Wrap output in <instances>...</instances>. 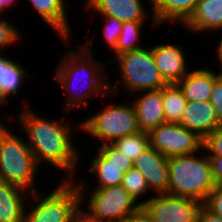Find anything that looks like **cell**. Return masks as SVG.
Here are the masks:
<instances>
[{"label": "cell", "mask_w": 222, "mask_h": 222, "mask_svg": "<svg viewBox=\"0 0 222 222\" xmlns=\"http://www.w3.org/2000/svg\"><path fill=\"white\" fill-rule=\"evenodd\" d=\"M155 64L167 84L178 83L189 72L184 49L175 43H158L151 47Z\"/></svg>", "instance_id": "obj_12"}, {"label": "cell", "mask_w": 222, "mask_h": 222, "mask_svg": "<svg viewBox=\"0 0 222 222\" xmlns=\"http://www.w3.org/2000/svg\"><path fill=\"white\" fill-rule=\"evenodd\" d=\"M135 94L137 98L131 100V102L134 105L141 131L149 132L151 129L166 122L163 111L162 88L141 91Z\"/></svg>", "instance_id": "obj_15"}, {"label": "cell", "mask_w": 222, "mask_h": 222, "mask_svg": "<svg viewBox=\"0 0 222 222\" xmlns=\"http://www.w3.org/2000/svg\"><path fill=\"white\" fill-rule=\"evenodd\" d=\"M196 222H222V217L213 214L202 205L198 211Z\"/></svg>", "instance_id": "obj_36"}, {"label": "cell", "mask_w": 222, "mask_h": 222, "mask_svg": "<svg viewBox=\"0 0 222 222\" xmlns=\"http://www.w3.org/2000/svg\"><path fill=\"white\" fill-rule=\"evenodd\" d=\"M111 63H118L113 71L119 72L120 76V81L117 83L112 84L111 81L109 83V92L115 98L122 87L129 95L158 90L167 84L159 73L150 46L117 55L109 64Z\"/></svg>", "instance_id": "obj_5"}, {"label": "cell", "mask_w": 222, "mask_h": 222, "mask_svg": "<svg viewBox=\"0 0 222 222\" xmlns=\"http://www.w3.org/2000/svg\"><path fill=\"white\" fill-rule=\"evenodd\" d=\"M148 134L150 147L168 158L194 154L203 149V138L180 123H162Z\"/></svg>", "instance_id": "obj_9"}, {"label": "cell", "mask_w": 222, "mask_h": 222, "mask_svg": "<svg viewBox=\"0 0 222 222\" xmlns=\"http://www.w3.org/2000/svg\"><path fill=\"white\" fill-rule=\"evenodd\" d=\"M213 67L191 69L177 84L189 102L210 101L214 82L222 75V70Z\"/></svg>", "instance_id": "obj_16"}, {"label": "cell", "mask_w": 222, "mask_h": 222, "mask_svg": "<svg viewBox=\"0 0 222 222\" xmlns=\"http://www.w3.org/2000/svg\"><path fill=\"white\" fill-rule=\"evenodd\" d=\"M29 1L32 9L41 18V24L49 25L56 32L66 45L71 44V25L67 10L70 2L67 0H26Z\"/></svg>", "instance_id": "obj_14"}, {"label": "cell", "mask_w": 222, "mask_h": 222, "mask_svg": "<svg viewBox=\"0 0 222 222\" xmlns=\"http://www.w3.org/2000/svg\"><path fill=\"white\" fill-rule=\"evenodd\" d=\"M85 204H80L76 210L75 216H74V222H109L106 220L101 219L100 217H97L93 215L91 212H89L84 207Z\"/></svg>", "instance_id": "obj_34"}, {"label": "cell", "mask_w": 222, "mask_h": 222, "mask_svg": "<svg viewBox=\"0 0 222 222\" xmlns=\"http://www.w3.org/2000/svg\"><path fill=\"white\" fill-rule=\"evenodd\" d=\"M107 160L112 164L122 168V172L126 173L133 167V161L125 156L119 149H117L112 143L98 145L96 148Z\"/></svg>", "instance_id": "obj_29"}, {"label": "cell", "mask_w": 222, "mask_h": 222, "mask_svg": "<svg viewBox=\"0 0 222 222\" xmlns=\"http://www.w3.org/2000/svg\"><path fill=\"white\" fill-rule=\"evenodd\" d=\"M23 138L22 135H18L17 130L13 131L12 128L2 138L0 180L32 193L38 190L37 184L39 183L36 178H38L41 167L37 164L31 148Z\"/></svg>", "instance_id": "obj_6"}, {"label": "cell", "mask_w": 222, "mask_h": 222, "mask_svg": "<svg viewBox=\"0 0 222 222\" xmlns=\"http://www.w3.org/2000/svg\"><path fill=\"white\" fill-rule=\"evenodd\" d=\"M74 181L80 190L81 203L84 204L87 200V210L103 220L123 222L128 215L141 206L122 185L92 188L89 191L87 189L90 187L86 186V179L80 177V181L76 179Z\"/></svg>", "instance_id": "obj_8"}, {"label": "cell", "mask_w": 222, "mask_h": 222, "mask_svg": "<svg viewBox=\"0 0 222 222\" xmlns=\"http://www.w3.org/2000/svg\"><path fill=\"white\" fill-rule=\"evenodd\" d=\"M147 22L125 21L123 22L122 32L118 38L116 49L113 51L111 62L117 55L125 52L135 51L145 47L140 44L142 40L143 27Z\"/></svg>", "instance_id": "obj_24"}, {"label": "cell", "mask_w": 222, "mask_h": 222, "mask_svg": "<svg viewBox=\"0 0 222 222\" xmlns=\"http://www.w3.org/2000/svg\"><path fill=\"white\" fill-rule=\"evenodd\" d=\"M8 21L4 16H0V53H4L3 50L6 51L13 44L14 46L15 44H19V41L23 39V34L19 30L20 28L16 27L14 22Z\"/></svg>", "instance_id": "obj_27"}, {"label": "cell", "mask_w": 222, "mask_h": 222, "mask_svg": "<svg viewBox=\"0 0 222 222\" xmlns=\"http://www.w3.org/2000/svg\"><path fill=\"white\" fill-rule=\"evenodd\" d=\"M180 124L203 139L222 126L210 101H187Z\"/></svg>", "instance_id": "obj_19"}, {"label": "cell", "mask_w": 222, "mask_h": 222, "mask_svg": "<svg viewBox=\"0 0 222 222\" xmlns=\"http://www.w3.org/2000/svg\"><path fill=\"white\" fill-rule=\"evenodd\" d=\"M203 149L207 156L222 157V126L203 139Z\"/></svg>", "instance_id": "obj_30"}, {"label": "cell", "mask_w": 222, "mask_h": 222, "mask_svg": "<svg viewBox=\"0 0 222 222\" xmlns=\"http://www.w3.org/2000/svg\"><path fill=\"white\" fill-rule=\"evenodd\" d=\"M219 32L221 33L222 29L219 30ZM220 35H221V38H219V43L216 45V48L213 51H215L214 54L216 55L217 57L216 59L218 60L219 66L222 70V34Z\"/></svg>", "instance_id": "obj_38"}, {"label": "cell", "mask_w": 222, "mask_h": 222, "mask_svg": "<svg viewBox=\"0 0 222 222\" xmlns=\"http://www.w3.org/2000/svg\"><path fill=\"white\" fill-rule=\"evenodd\" d=\"M29 192L0 180V222H23Z\"/></svg>", "instance_id": "obj_20"}, {"label": "cell", "mask_w": 222, "mask_h": 222, "mask_svg": "<svg viewBox=\"0 0 222 222\" xmlns=\"http://www.w3.org/2000/svg\"><path fill=\"white\" fill-rule=\"evenodd\" d=\"M199 0H152V12L158 28L163 23L183 24ZM169 22V23H168Z\"/></svg>", "instance_id": "obj_21"}, {"label": "cell", "mask_w": 222, "mask_h": 222, "mask_svg": "<svg viewBox=\"0 0 222 222\" xmlns=\"http://www.w3.org/2000/svg\"><path fill=\"white\" fill-rule=\"evenodd\" d=\"M60 180L49 194L40 188L29 194L23 222H74L81 204L80 190L74 180Z\"/></svg>", "instance_id": "obj_4"}, {"label": "cell", "mask_w": 222, "mask_h": 222, "mask_svg": "<svg viewBox=\"0 0 222 222\" xmlns=\"http://www.w3.org/2000/svg\"><path fill=\"white\" fill-rule=\"evenodd\" d=\"M121 185L141 206L153 196V194L150 195V189L144 176L134 167L124 173ZM146 194H149V197Z\"/></svg>", "instance_id": "obj_26"}, {"label": "cell", "mask_w": 222, "mask_h": 222, "mask_svg": "<svg viewBox=\"0 0 222 222\" xmlns=\"http://www.w3.org/2000/svg\"><path fill=\"white\" fill-rule=\"evenodd\" d=\"M210 103L216 111L218 122L222 125V75L214 82Z\"/></svg>", "instance_id": "obj_32"}, {"label": "cell", "mask_w": 222, "mask_h": 222, "mask_svg": "<svg viewBox=\"0 0 222 222\" xmlns=\"http://www.w3.org/2000/svg\"><path fill=\"white\" fill-rule=\"evenodd\" d=\"M129 102L104 105L80 122L82 133L90 135L92 139H99V144L103 145L141 131L134 105Z\"/></svg>", "instance_id": "obj_7"}, {"label": "cell", "mask_w": 222, "mask_h": 222, "mask_svg": "<svg viewBox=\"0 0 222 222\" xmlns=\"http://www.w3.org/2000/svg\"><path fill=\"white\" fill-rule=\"evenodd\" d=\"M8 125L9 124L8 123L6 124L4 119L0 118V144H1L2 138L11 129V126L9 127Z\"/></svg>", "instance_id": "obj_39"}, {"label": "cell", "mask_w": 222, "mask_h": 222, "mask_svg": "<svg viewBox=\"0 0 222 222\" xmlns=\"http://www.w3.org/2000/svg\"><path fill=\"white\" fill-rule=\"evenodd\" d=\"M199 201L168 193L154 194L142 206L156 222H196Z\"/></svg>", "instance_id": "obj_10"}, {"label": "cell", "mask_w": 222, "mask_h": 222, "mask_svg": "<svg viewBox=\"0 0 222 222\" xmlns=\"http://www.w3.org/2000/svg\"><path fill=\"white\" fill-rule=\"evenodd\" d=\"M92 43H94L93 38H88L80 47L75 46L76 50L68 49L69 51L61 56V60H59L54 71V80L61 86L65 94L63 111L66 112V115L67 112L70 114L69 111H75L81 106L87 108L90 99H94L95 96H111L109 82L106 81L108 77L105 75L107 74L105 69L108 67V63L98 61L92 55L94 54ZM80 81L79 86L78 82Z\"/></svg>", "instance_id": "obj_2"}, {"label": "cell", "mask_w": 222, "mask_h": 222, "mask_svg": "<svg viewBox=\"0 0 222 222\" xmlns=\"http://www.w3.org/2000/svg\"><path fill=\"white\" fill-rule=\"evenodd\" d=\"M112 144L134 162L141 153L150 147L149 134L145 131H139L117 139Z\"/></svg>", "instance_id": "obj_25"}, {"label": "cell", "mask_w": 222, "mask_h": 222, "mask_svg": "<svg viewBox=\"0 0 222 222\" xmlns=\"http://www.w3.org/2000/svg\"><path fill=\"white\" fill-rule=\"evenodd\" d=\"M215 185H222V157L208 156Z\"/></svg>", "instance_id": "obj_33"}, {"label": "cell", "mask_w": 222, "mask_h": 222, "mask_svg": "<svg viewBox=\"0 0 222 222\" xmlns=\"http://www.w3.org/2000/svg\"><path fill=\"white\" fill-rule=\"evenodd\" d=\"M123 222H156L146 211L143 206H140L135 212L128 215Z\"/></svg>", "instance_id": "obj_35"}, {"label": "cell", "mask_w": 222, "mask_h": 222, "mask_svg": "<svg viewBox=\"0 0 222 222\" xmlns=\"http://www.w3.org/2000/svg\"><path fill=\"white\" fill-rule=\"evenodd\" d=\"M28 103L24 99L21 103L22 106H20L22 109L18 112L20 114L16 116L7 113L6 118H9V122L11 120L16 122L18 119L14 124H17L18 128L24 132L25 140L40 167L48 164V167L51 165L50 167L53 166L54 169L56 167L61 172H65L64 176L67 177L65 176L62 180L76 179L79 174L76 171L80 167L81 149L77 143L75 144L74 134L75 131L81 129V124H76L78 129L69 121L66 122L64 120L66 117H61V119L45 118L33 110ZM74 127H77L75 128L77 130H74Z\"/></svg>", "instance_id": "obj_1"}, {"label": "cell", "mask_w": 222, "mask_h": 222, "mask_svg": "<svg viewBox=\"0 0 222 222\" xmlns=\"http://www.w3.org/2000/svg\"><path fill=\"white\" fill-rule=\"evenodd\" d=\"M145 178L152 194L168 193V157L152 147L141 153L133 162Z\"/></svg>", "instance_id": "obj_13"}, {"label": "cell", "mask_w": 222, "mask_h": 222, "mask_svg": "<svg viewBox=\"0 0 222 222\" xmlns=\"http://www.w3.org/2000/svg\"><path fill=\"white\" fill-rule=\"evenodd\" d=\"M149 4L152 7V0H149ZM145 5L142 0H83L82 2L83 8L96 12L99 16H112L122 22L151 21L150 27H153V30L158 26L154 21L152 9L148 7V12Z\"/></svg>", "instance_id": "obj_11"}, {"label": "cell", "mask_w": 222, "mask_h": 222, "mask_svg": "<svg viewBox=\"0 0 222 222\" xmlns=\"http://www.w3.org/2000/svg\"><path fill=\"white\" fill-rule=\"evenodd\" d=\"M163 111L166 122L180 123L187 100L177 83L166 84L162 88Z\"/></svg>", "instance_id": "obj_23"}, {"label": "cell", "mask_w": 222, "mask_h": 222, "mask_svg": "<svg viewBox=\"0 0 222 222\" xmlns=\"http://www.w3.org/2000/svg\"><path fill=\"white\" fill-rule=\"evenodd\" d=\"M20 0H0V16L4 15V12H8L7 9L11 8ZM15 3V4H14ZM7 10V11H6Z\"/></svg>", "instance_id": "obj_37"}, {"label": "cell", "mask_w": 222, "mask_h": 222, "mask_svg": "<svg viewBox=\"0 0 222 222\" xmlns=\"http://www.w3.org/2000/svg\"><path fill=\"white\" fill-rule=\"evenodd\" d=\"M190 33H214L222 29V0H199L182 24Z\"/></svg>", "instance_id": "obj_17"}, {"label": "cell", "mask_w": 222, "mask_h": 222, "mask_svg": "<svg viewBox=\"0 0 222 222\" xmlns=\"http://www.w3.org/2000/svg\"><path fill=\"white\" fill-rule=\"evenodd\" d=\"M94 157H92L89 163V175L91 178L95 177L97 185L94 188H107L111 186L121 185L124 172L122 168L112 164L107 160L98 150L95 151Z\"/></svg>", "instance_id": "obj_22"}, {"label": "cell", "mask_w": 222, "mask_h": 222, "mask_svg": "<svg viewBox=\"0 0 222 222\" xmlns=\"http://www.w3.org/2000/svg\"><path fill=\"white\" fill-rule=\"evenodd\" d=\"M16 58L8 57L6 53H0V108L9 105V95L18 96L25 80H31L30 73ZM24 81V82H23Z\"/></svg>", "instance_id": "obj_18"}, {"label": "cell", "mask_w": 222, "mask_h": 222, "mask_svg": "<svg viewBox=\"0 0 222 222\" xmlns=\"http://www.w3.org/2000/svg\"><path fill=\"white\" fill-rule=\"evenodd\" d=\"M104 20L102 33L104 34L102 39L104 43L108 45L109 49L114 51L117 46L118 38L122 32L123 22L119 21L112 16H101Z\"/></svg>", "instance_id": "obj_28"}, {"label": "cell", "mask_w": 222, "mask_h": 222, "mask_svg": "<svg viewBox=\"0 0 222 222\" xmlns=\"http://www.w3.org/2000/svg\"><path fill=\"white\" fill-rule=\"evenodd\" d=\"M203 151L168 158V194L205 203L215 183L208 156Z\"/></svg>", "instance_id": "obj_3"}, {"label": "cell", "mask_w": 222, "mask_h": 222, "mask_svg": "<svg viewBox=\"0 0 222 222\" xmlns=\"http://www.w3.org/2000/svg\"><path fill=\"white\" fill-rule=\"evenodd\" d=\"M203 205L213 214L222 217V185H215Z\"/></svg>", "instance_id": "obj_31"}]
</instances>
